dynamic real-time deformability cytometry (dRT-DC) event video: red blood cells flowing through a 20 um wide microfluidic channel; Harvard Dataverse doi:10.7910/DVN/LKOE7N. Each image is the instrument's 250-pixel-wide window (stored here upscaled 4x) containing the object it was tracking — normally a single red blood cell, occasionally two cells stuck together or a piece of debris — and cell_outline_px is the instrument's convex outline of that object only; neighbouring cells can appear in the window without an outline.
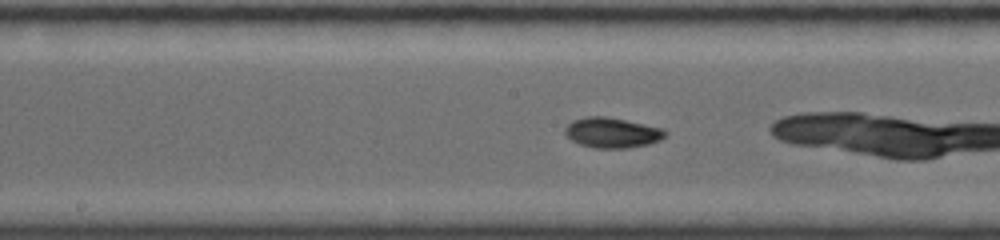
{"species": "common noctule bat (a hibernating species)", "species_latin": "Nyctalus noctula", "temperature_condition": "room temperature", "stored_images_in_passage": 15, "camera_frame_rate_fps": 4000, "um_per_image_px": 0.085, "animal": {"sex": "female", "body_mass_g": 19.0, "forearm_length_mm": 56.7}, "frame": {"image": 1, "passage_image": 9, "time_ms": 3.5, "image_size_px": [1000, 240], "cell_outline_px": [[668, 132], [660, 140], [648, 144], [624, 148], [596, 148], [580, 144], [572, 140], [564, 132], [564, 128], [572, 120], [584, 116], [604, 116], [664, 128]], "centroid_in_image_um": [52.02, 11.27], "position_along_channel_um": 196.2, "area_um2": 17.57}}